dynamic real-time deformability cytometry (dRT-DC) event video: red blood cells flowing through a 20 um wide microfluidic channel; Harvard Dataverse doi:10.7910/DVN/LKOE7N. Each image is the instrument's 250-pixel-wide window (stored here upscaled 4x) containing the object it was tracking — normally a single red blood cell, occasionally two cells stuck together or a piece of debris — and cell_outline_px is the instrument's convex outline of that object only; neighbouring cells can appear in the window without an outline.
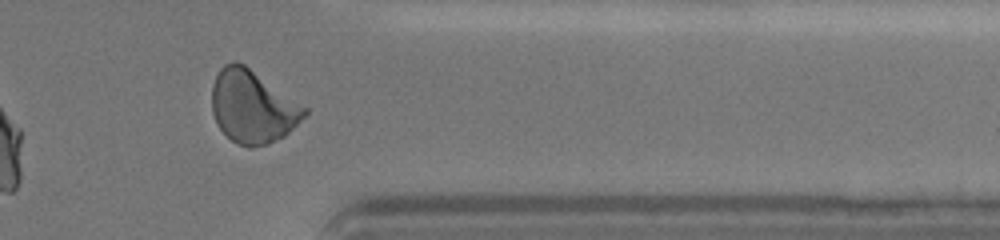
{"species": "human", "species_latin": "Homo sapiens", "temperature_condition": "cold", "stored_images_in_passage": 36, "camera_frame_rate_fps": 3000, "um_per_image_px": 0.085, "donor": {"sex": "female"}, "frame": {"image": 1, "passage_image": 32, "time_ms": 10.333, "image_size_px": [1000, 240], "cell_outline_px": [[308, 112], [284, 136], [268, 144], [252, 148], [248, 148], [236, 144], [216, 124], [212, 112], [212, 84], [220, 68], [224, 64], [232, 60], [236, 60], [244, 64], [308, 108]], "centroid_in_image_um": [21.44, 9.07], "position_along_channel_um": 390.0, "area_um2": 39.3}, "authors_computed_cell_mechanics": {"area_um2": 38.6104, "velocity_mm_per_s": 3.5956, "shape_relaxation_time_tau1_ms": 4.6442, "shape_relaxation_time_tau2_ms": 1.0161, "deformation_change_tau1": 0.1526, "deformation_change_tau2": 0.0648}}